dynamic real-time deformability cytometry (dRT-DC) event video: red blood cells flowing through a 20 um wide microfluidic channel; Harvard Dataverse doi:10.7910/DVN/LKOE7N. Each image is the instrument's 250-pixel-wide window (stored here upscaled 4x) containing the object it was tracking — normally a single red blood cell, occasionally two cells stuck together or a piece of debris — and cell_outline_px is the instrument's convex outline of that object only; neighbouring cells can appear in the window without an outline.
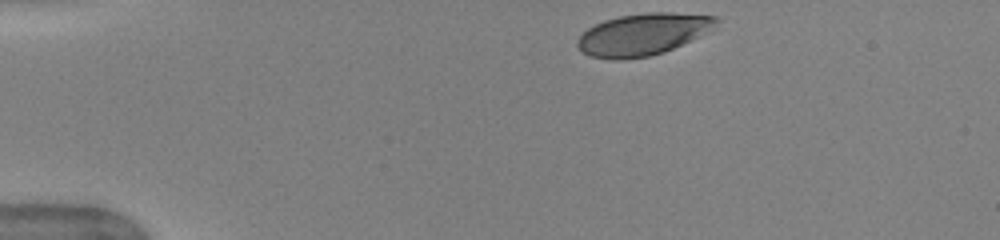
{"species": "human", "species_latin": "Homo sapiens", "temperature_condition": "warm", "stored_images_in_passage": 38, "camera_frame_rate_fps": 3000, "um_per_image_px": 0.085, "donor": {"sex": "female"}, "frame": {"image": 1, "passage_image": 1, "time_ms": 0.0, "image_size_px": [1000, 240], "cell_outline_px": [[720, 28], [664, 52], [648, 56], [620, 60], [612, 60], [588, 56], [576, 44], [580, 36], [588, 28], [604, 20], [620, 16], [648, 12], [672, 12], [716, 16], [720, 20]], "centroid_in_image_um": [54.74, 2.91], "position_along_channel_um": 30.3, "area_um2": 34.28}}
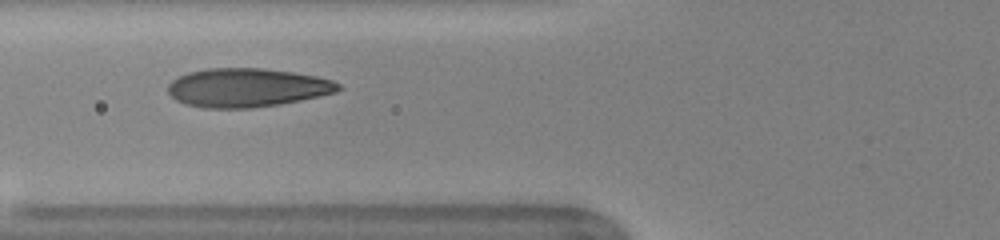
{"frame": {"image": 2, "passage_image": 12, "time_ms": 3.667, "image_size_px": [1000, 240], "cell_outline_px": [[344, 88], [336, 92], [320, 96], [280, 104], [252, 108], [204, 108], [188, 104], [176, 100], [168, 92], [168, 84], [172, 80], [188, 72], [208, 68], [264, 68], [292, 72], [316, 76], [332, 80], [340, 84]], "centroid_in_image_um": [21.02, 7.45], "position_along_channel_um": 104.8, "area_um2": 38.49}}
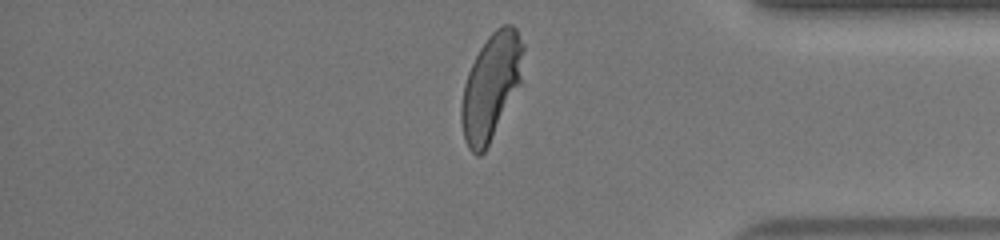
{"frame": {"image": 3, "passage_image": 35, "time_ms": 11.333, "image_size_px": [1000, 240], "cell_outline_px": [[524, 48], [520, 84], [484, 152], [480, 156], [476, 156], [468, 148], [464, 140], [460, 120], [460, 104], [464, 84], [468, 72], [480, 48], [488, 36], [496, 28], [504, 24], [512, 24], [516, 28], [524, 44]], "centroid_in_image_um": [41.72, 7.35], "position_along_channel_um": 393.5, "area_um2": 38.09}, "authors_computed_cell_mechanics": {"area_um2": 38.0902, "velocity_mm_per_s": 3.9675, "shape_relaxation_time_tau1_ms": 3.2495, "shape_relaxation_time_tau2_ms": null, "deformation_change_tau1": 0.1941, "deformation_change_tau2": null}}